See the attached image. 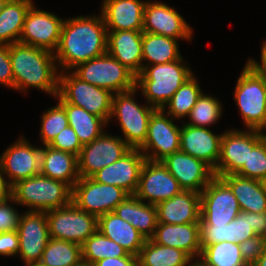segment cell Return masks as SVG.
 I'll return each instance as SVG.
<instances>
[{
	"label": "cell",
	"instance_id": "1",
	"mask_svg": "<svg viewBox=\"0 0 266 266\" xmlns=\"http://www.w3.org/2000/svg\"><path fill=\"white\" fill-rule=\"evenodd\" d=\"M56 53V54H55ZM107 53V28L102 16H78L64 19L54 56L60 72Z\"/></svg>",
	"mask_w": 266,
	"mask_h": 266
},
{
	"label": "cell",
	"instance_id": "2",
	"mask_svg": "<svg viewBox=\"0 0 266 266\" xmlns=\"http://www.w3.org/2000/svg\"><path fill=\"white\" fill-rule=\"evenodd\" d=\"M14 90L38 88L45 93L58 94L59 72L54 53L20 42L9 45Z\"/></svg>",
	"mask_w": 266,
	"mask_h": 266
},
{
	"label": "cell",
	"instance_id": "3",
	"mask_svg": "<svg viewBox=\"0 0 266 266\" xmlns=\"http://www.w3.org/2000/svg\"><path fill=\"white\" fill-rule=\"evenodd\" d=\"M183 60L181 57L173 62L145 66L136 76L135 87H140L147 105L162 109L177 89L193 76Z\"/></svg>",
	"mask_w": 266,
	"mask_h": 266
},
{
	"label": "cell",
	"instance_id": "4",
	"mask_svg": "<svg viewBox=\"0 0 266 266\" xmlns=\"http://www.w3.org/2000/svg\"><path fill=\"white\" fill-rule=\"evenodd\" d=\"M10 202L30 207L29 211L46 212L70 204L72 188L63 181L39 174L12 185Z\"/></svg>",
	"mask_w": 266,
	"mask_h": 266
},
{
	"label": "cell",
	"instance_id": "5",
	"mask_svg": "<svg viewBox=\"0 0 266 266\" xmlns=\"http://www.w3.org/2000/svg\"><path fill=\"white\" fill-rule=\"evenodd\" d=\"M234 100L248 129L266 130V75L249 59L238 78ZM265 129V130H264Z\"/></svg>",
	"mask_w": 266,
	"mask_h": 266
},
{
	"label": "cell",
	"instance_id": "6",
	"mask_svg": "<svg viewBox=\"0 0 266 266\" xmlns=\"http://www.w3.org/2000/svg\"><path fill=\"white\" fill-rule=\"evenodd\" d=\"M59 73L58 94L59 102H67L97 115L109 123L112 111L113 93L80 80L72 72Z\"/></svg>",
	"mask_w": 266,
	"mask_h": 266
},
{
	"label": "cell",
	"instance_id": "7",
	"mask_svg": "<svg viewBox=\"0 0 266 266\" xmlns=\"http://www.w3.org/2000/svg\"><path fill=\"white\" fill-rule=\"evenodd\" d=\"M72 70L80 80L112 93L135 88L136 76L108 53L81 63Z\"/></svg>",
	"mask_w": 266,
	"mask_h": 266
},
{
	"label": "cell",
	"instance_id": "8",
	"mask_svg": "<svg viewBox=\"0 0 266 266\" xmlns=\"http://www.w3.org/2000/svg\"><path fill=\"white\" fill-rule=\"evenodd\" d=\"M137 90L135 87L126 92L115 93L110 116V119L116 116L119 120L123 140L131 148H139L145 142L150 116L156 110L153 106L137 104L133 98Z\"/></svg>",
	"mask_w": 266,
	"mask_h": 266
},
{
	"label": "cell",
	"instance_id": "9",
	"mask_svg": "<svg viewBox=\"0 0 266 266\" xmlns=\"http://www.w3.org/2000/svg\"><path fill=\"white\" fill-rule=\"evenodd\" d=\"M50 238L82 245L98 230V217L79 209L73 202L46 211Z\"/></svg>",
	"mask_w": 266,
	"mask_h": 266
},
{
	"label": "cell",
	"instance_id": "10",
	"mask_svg": "<svg viewBox=\"0 0 266 266\" xmlns=\"http://www.w3.org/2000/svg\"><path fill=\"white\" fill-rule=\"evenodd\" d=\"M241 212L229 185L214 176L200 193V225H226Z\"/></svg>",
	"mask_w": 266,
	"mask_h": 266
},
{
	"label": "cell",
	"instance_id": "11",
	"mask_svg": "<svg viewBox=\"0 0 266 266\" xmlns=\"http://www.w3.org/2000/svg\"><path fill=\"white\" fill-rule=\"evenodd\" d=\"M129 194L121 187L80 178L72 188V202L81 210L99 217L113 212Z\"/></svg>",
	"mask_w": 266,
	"mask_h": 266
},
{
	"label": "cell",
	"instance_id": "12",
	"mask_svg": "<svg viewBox=\"0 0 266 266\" xmlns=\"http://www.w3.org/2000/svg\"><path fill=\"white\" fill-rule=\"evenodd\" d=\"M173 120L165 110L156 109L152 113L145 142L138 148L146 159L162 161L180 150L181 127L175 125Z\"/></svg>",
	"mask_w": 266,
	"mask_h": 266
},
{
	"label": "cell",
	"instance_id": "13",
	"mask_svg": "<svg viewBox=\"0 0 266 266\" xmlns=\"http://www.w3.org/2000/svg\"><path fill=\"white\" fill-rule=\"evenodd\" d=\"M265 136V132L253 129L225 131L214 176L235 174L247 162L249 149H253Z\"/></svg>",
	"mask_w": 266,
	"mask_h": 266
},
{
	"label": "cell",
	"instance_id": "14",
	"mask_svg": "<svg viewBox=\"0 0 266 266\" xmlns=\"http://www.w3.org/2000/svg\"><path fill=\"white\" fill-rule=\"evenodd\" d=\"M131 147L121 138L103 133L91 143L83 145L78 156L80 178H91L100 169L114 163Z\"/></svg>",
	"mask_w": 266,
	"mask_h": 266
},
{
	"label": "cell",
	"instance_id": "15",
	"mask_svg": "<svg viewBox=\"0 0 266 266\" xmlns=\"http://www.w3.org/2000/svg\"><path fill=\"white\" fill-rule=\"evenodd\" d=\"M19 251L25 265L40 262L42 253L50 240L46 213L44 211H26L21 214L17 228Z\"/></svg>",
	"mask_w": 266,
	"mask_h": 266
},
{
	"label": "cell",
	"instance_id": "16",
	"mask_svg": "<svg viewBox=\"0 0 266 266\" xmlns=\"http://www.w3.org/2000/svg\"><path fill=\"white\" fill-rule=\"evenodd\" d=\"M182 191L178 181L161 161L146 159L140 172L135 196L148 204L157 205Z\"/></svg>",
	"mask_w": 266,
	"mask_h": 266
},
{
	"label": "cell",
	"instance_id": "17",
	"mask_svg": "<svg viewBox=\"0 0 266 266\" xmlns=\"http://www.w3.org/2000/svg\"><path fill=\"white\" fill-rule=\"evenodd\" d=\"M0 167L7 176L10 186L18 181L39 175L41 147L32 146L27 139L19 137L0 156Z\"/></svg>",
	"mask_w": 266,
	"mask_h": 266
},
{
	"label": "cell",
	"instance_id": "18",
	"mask_svg": "<svg viewBox=\"0 0 266 266\" xmlns=\"http://www.w3.org/2000/svg\"><path fill=\"white\" fill-rule=\"evenodd\" d=\"M63 21L56 14L36 9L33 5L26 15L19 42L54 53L59 44Z\"/></svg>",
	"mask_w": 266,
	"mask_h": 266
},
{
	"label": "cell",
	"instance_id": "19",
	"mask_svg": "<svg viewBox=\"0 0 266 266\" xmlns=\"http://www.w3.org/2000/svg\"><path fill=\"white\" fill-rule=\"evenodd\" d=\"M142 31L187 41L192 39L193 34L177 9L159 1H146Z\"/></svg>",
	"mask_w": 266,
	"mask_h": 266
},
{
	"label": "cell",
	"instance_id": "20",
	"mask_svg": "<svg viewBox=\"0 0 266 266\" xmlns=\"http://www.w3.org/2000/svg\"><path fill=\"white\" fill-rule=\"evenodd\" d=\"M161 162L184 191L201 193L214 177L213 170L206 163L181 150Z\"/></svg>",
	"mask_w": 266,
	"mask_h": 266
},
{
	"label": "cell",
	"instance_id": "21",
	"mask_svg": "<svg viewBox=\"0 0 266 266\" xmlns=\"http://www.w3.org/2000/svg\"><path fill=\"white\" fill-rule=\"evenodd\" d=\"M145 160L138 148H131L120 159L100 169L91 178L98 183L121 187L129 195H134Z\"/></svg>",
	"mask_w": 266,
	"mask_h": 266
},
{
	"label": "cell",
	"instance_id": "22",
	"mask_svg": "<svg viewBox=\"0 0 266 266\" xmlns=\"http://www.w3.org/2000/svg\"><path fill=\"white\" fill-rule=\"evenodd\" d=\"M222 134H214L209 128L182 125L180 150L206 163L213 172L220 158Z\"/></svg>",
	"mask_w": 266,
	"mask_h": 266
},
{
	"label": "cell",
	"instance_id": "23",
	"mask_svg": "<svg viewBox=\"0 0 266 266\" xmlns=\"http://www.w3.org/2000/svg\"><path fill=\"white\" fill-rule=\"evenodd\" d=\"M145 5L142 0H104L101 13L107 31H142Z\"/></svg>",
	"mask_w": 266,
	"mask_h": 266
},
{
	"label": "cell",
	"instance_id": "24",
	"mask_svg": "<svg viewBox=\"0 0 266 266\" xmlns=\"http://www.w3.org/2000/svg\"><path fill=\"white\" fill-rule=\"evenodd\" d=\"M143 31H107V53L130 70L135 76L143 69Z\"/></svg>",
	"mask_w": 266,
	"mask_h": 266
},
{
	"label": "cell",
	"instance_id": "25",
	"mask_svg": "<svg viewBox=\"0 0 266 266\" xmlns=\"http://www.w3.org/2000/svg\"><path fill=\"white\" fill-rule=\"evenodd\" d=\"M151 240L157 244L180 249L191 259L200 257V224H164L157 223Z\"/></svg>",
	"mask_w": 266,
	"mask_h": 266
},
{
	"label": "cell",
	"instance_id": "26",
	"mask_svg": "<svg viewBox=\"0 0 266 266\" xmlns=\"http://www.w3.org/2000/svg\"><path fill=\"white\" fill-rule=\"evenodd\" d=\"M158 223L188 224L200 222V193L182 190L156 205Z\"/></svg>",
	"mask_w": 266,
	"mask_h": 266
},
{
	"label": "cell",
	"instance_id": "27",
	"mask_svg": "<svg viewBox=\"0 0 266 266\" xmlns=\"http://www.w3.org/2000/svg\"><path fill=\"white\" fill-rule=\"evenodd\" d=\"M41 148L40 174L51 179L63 181L71 188L80 179L78 156L44 145Z\"/></svg>",
	"mask_w": 266,
	"mask_h": 266
},
{
	"label": "cell",
	"instance_id": "28",
	"mask_svg": "<svg viewBox=\"0 0 266 266\" xmlns=\"http://www.w3.org/2000/svg\"><path fill=\"white\" fill-rule=\"evenodd\" d=\"M113 212L138 230L146 240L154 236L158 223L156 205L128 195Z\"/></svg>",
	"mask_w": 266,
	"mask_h": 266
},
{
	"label": "cell",
	"instance_id": "29",
	"mask_svg": "<svg viewBox=\"0 0 266 266\" xmlns=\"http://www.w3.org/2000/svg\"><path fill=\"white\" fill-rule=\"evenodd\" d=\"M98 230L121 245L129 254L138 256L146 242L143 235L127 221L109 212L98 217Z\"/></svg>",
	"mask_w": 266,
	"mask_h": 266
},
{
	"label": "cell",
	"instance_id": "30",
	"mask_svg": "<svg viewBox=\"0 0 266 266\" xmlns=\"http://www.w3.org/2000/svg\"><path fill=\"white\" fill-rule=\"evenodd\" d=\"M221 178L231 188L241 211L266 212V194L259 180L242 177L237 174H228L221 176Z\"/></svg>",
	"mask_w": 266,
	"mask_h": 266
},
{
	"label": "cell",
	"instance_id": "31",
	"mask_svg": "<svg viewBox=\"0 0 266 266\" xmlns=\"http://www.w3.org/2000/svg\"><path fill=\"white\" fill-rule=\"evenodd\" d=\"M32 0H9L0 13V43L10 45L19 42L24 21Z\"/></svg>",
	"mask_w": 266,
	"mask_h": 266
},
{
	"label": "cell",
	"instance_id": "32",
	"mask_svg": "<svg viewBox=\"0 0 266 266\" xmlns=\"http://www.w3.org/2000/svg\"><path fill=\"white\" fill-rule=\"evenodd\" d=\"M178 40L163 35L143 32L142 61L145 66L173 62L181 58Z\"/></svg>",
	"mask_w": 266,
	"mask_h": 266
},
{
	"label": "cell",
	"instance_id": "33",
	"mask_svg": "<svg viewBox=\"0 0 266 266\" xmlns=\"http://www.w3.org/2000/svg\"><path fill=\"white\" fill-rule=\"evenodd\" d=\"M59 103L65 108L69 126L74 129L82 145L91 143L105 132L104 127L108 123L104 119L67 102Z\"/></svg>",
	"mask_w": 266,
	"mask_h": 266
},
{
	"label": "cell",
	"instance_id": "34",
	"mask_svg": "<svg viewBox=\"0 0 266 266\" xmlns=\"http://www.w3.org/2000/svg\"><path fill=\"white\" fill-rule=\"evenodd\" d=\"M137 257L138 266H195L182 250L157 244L151 239L146 240Z\"/></svg>",
	"mask_w": 266,
	"mask_h": 266
},
{
	"label": "cell",
	"instance_id": "35",
	"mask_svg": "<svg viewBox=\"0 0 266 266\" xmlns=\"http://www.w3.org/2000/svg\"><path fill=\"white\" fill-rule=\"evenodd\" d=\"M256 235L266 238V212L241 211L235 219L225 225L226 242L241 244Z\"/></svg>",
	"mask_w": 266,
	"mask_h": 266
},
{
	"label": "cell",
	"instance_id": "36",
	"mask_svg": "<svg viewBox=\"0 0 266 266\" xmlns=\"http://www.w3.org/2000/svg\"><path fill=\"white\" fill-rule=\"evenodd\" d=\"M198 259L195 266H248L242 258L239 244L226 241L201 247Z\"/></svg>",
	"mask_w": 266,
	"mask_h": 266
},
{
	"label": "cell",
	"instance_id": "37",
	"mask_svg": "<svg viewBox=\"0 0 266 266\" xmlns=\"http://www.w3.org/2000/svg\"><path fill=\"white\" fill-rule=\"evenodd\" d=\"M82 262L81 245L50 238L39 266H78Z\"/></svg>",
	"mask_w": 266,
	"mask_h": 266
},
{
	"label": "cell",
	"instance_id": "38",
	"mask_svg": "<svg viewBox=\"0 0 266 266\" xmlns=\"http://www.w3.org/2000/svg\"><path fill=\"white\" fill-rule=\"evenodd\" d=\"M81 252L82 262L90 265L105 258L125 257L128 254L121 245L104 236L99 230L81 245Z\"/></svg>",
	"mask_w": 266,
	"mask_h": 266
},
{
	"label": "cell",
	"instance_id": "39",
	"mask_svg": "<svg viewBox=\"0 0 266 266\" xmlns=\"http://www.w3.org/2000/svg\"><path fill=\"white\" fill-rule=\"evenodd\" d=\"M202 90L194 75L182 84L174 93L172 98L165 104L162 110L174 119H181L190 114L191 109L196 104V101L201 96Z\"/></svg>",
	"mask_w": 266,
	"mask_h": 266
},
{
	"label": "cell",
	"instance_id": "40",
	"mask_svg": "<svg viewBox=\"0 0 266 266\" xmlns=\"http://www.w3.org/2000/svg\"><path fill=\"white\" fill-rule=\"evenodd\" d=\"M221 105L215 96L202 93L188 115L190 122H183V124L208 128L222 116L223 109Z\"/></svg>",
	"mask_w": 266,
	"mask_h": 266
},
{
	"label": "cell",
	"instance_id": "41",
	"mask_svg": "<svg viewBox=\"0 0 266 266\" xmlns=\"http://www.w3.org/2000/svg\"><path fill=\"white\" fill-rule=\"evenodd\" d=\"M41 118L40 139L43 145H48L69 125L65 108L59 102L55 107L49 108Z\"/></svg>",
	"mask_w": 266,
	"mask_h": 266
},
{
	"label": "cell",
	"instance_id": "42",
	"mask_svg": "<svg viewBox=\"0 0 266 266\" xmlns=\"http://www.w3.org/2000/svg\"><path fill=\"white\" fill-rule=\"evenodd\" d=\"M235 174L259 181L266 177V136L249 149L247 162Z\"/></svg>",
	"mask_w": 266,
	"mask_h": 266
},
{
	"label": "cell",
	"instance_id": "43",
	"mask_svg": "<svg viewBox=\"0 0 266 266\" xmlns=\"http://www.w3.org/2000/svg\"><path fill=\"white\" fill-rule=\"evenodd\" d=\"M48 145L52 148L72 153L76 156H79L83 147L74 129L69 125L58 133Z\"/></svg>",
	"mask_w": 266,
	"mask_h": 266
},
{
	"label": "cell",
	"instance_id": "44",
	"mask_svg": "<svg viewBox=\"0 0 266 266\" xmlns=\"http://www.w3.org/2000/svg\"><path fill=\"white\" fill-rule=\"evenodd\" d=\"M242 258L248 266H252L266 250V238L254 236L239 244Z\"/></svg>",
	"mask_w": 266,
	"mask_h": 266
},
{
	"label": "cell",
	"instance_id": "45",
	"mask_svg": "<svg viewBox=\"0 0 266 266\" xmlns=\"http://www.w3.org/2000/svg\"><path fill=\"white\" fill-rule=\"evenodd\" d=\"M9 198L0 201V233L17 231L21 215L8 204Z\"/></svg>",
	"mask_w": 266,
	"mask_h": 266
},
{
	"label": "cell",
	"instance_id": "46",
	"mask_svg": "<svg viewBox=\"0 0 266 266\" xmlns=\"http://www.w3.org/2000/svg\"><path fill=\"white\" fill-rule=\"evenodd\" d=\"M0 83L14 89V77L9 56V45L0 43Z\"/></svg>",
	"mask_w": 266,
	"mask_h": 266
},
{
	"label": "cell",
	"instance_id": "47",
	"mask_svg": "<svg viewBox=\"0 0 266 266\" xmlns=\"http://www.w3.org/2000/svg\"><path fill=\"white\" fill-rule=\"evenodd\" d=\"M223 241H225V225H200L201 247Z\"/></svg>",
	"mask_w": 266,
	"mask_h": 266
},
{
	"label": "cell",
	"instance_id": "48",
	"mask_svg": "<svg viewBox=\"0 0 266 266\" xmlns=\"http://www.w3.org/2000/svg\"><path fill=\"white\" fill-rule=\"evenodd\" d=\"M19 238L17 231L0 233V255L14 256L18 255Z\"/></svg>",
	"mask_w": 266,
	"mask_h": 266
},
{
	"label": "cell",
	"instance_id": "49",
	"mask_svg": "<svg viewBox=\"0 0 266 266\" xmlns=\"http://www.w3.org/2000/svg\"><path fill=\"white\" fill-rule=\"evenodd\" d=\"M92 266H138V257L128 253L125 257H109L99 260Z\"/></svg>",
	"mask_w": 266,
	"mask_h": 266
},
{
	"label": "cell",
	"instance_id": "50",
	"mask_svg": "<svg viewBox=\"0 0 266 266\" xmlns=\"http://www.w3.org/2000/svg\"><path fill=\"white\" fill-rule=\"evenodd\" d=\"M2 169L0 167V201L7 199L11 196V186L5 179L6 176L3 175Z\"/></svg>",
	"mask_w": 266,
	"mask_h": 266
},
{
	"label": "cell",
	"instance_id": "51",
	"mask_svg": "<svg viewBox=\"0 0 266 266\" xmlns=\"http://www.w3.org/2000/svg\"><path fill=\"white\" fill-rule=\"evenodd\" d=\"M261 49V63H257L256 60L251 59L257 66L258 68L266 75V41L263 43Z\"/></svg>",
	"mask_w": 266,
	"mask_h": 266
},
{
	"label": "cell",
	"instance_id": "52",
	"mask_svg": "<svg viewBox=\"0 0 266 266\" xmlns=\"http://www.w3.org/2000/svg\"><path fill=\"white\" fill-rule=\"evenodd\" d=\"M252 266H266V250Z\"/></svg>",
	"mask_w": 266,
	"mask_h": 266
},
{
	"label": "cell",
	"instance_id": "53",
	"mask_svg": "<svg viewBox=\"0 0 266 266\" xmlns=\"http://www.w3.org/2000/svg\"><path fill=\"white\" fill-rule=\"evenodd\" d=\"M260 184L262 186L264 193L266 194V177L260 180Z\"/></svg>",
	"mask_w": 266,
	"mask_h": 266
},
{
	"label": "cell",
	"instance_id": "54",
	"mask_svg": "<svg viewBox=\"0 0 266 266\" xmlns=\"http://www.w3.org/2000/svg\"><path fill=\"white\" fill-rule=\"evenodd\" d=\"M9 0H0V13L4 9L5 5Z\"/></svg>",
	"mask_w": 266,
	"mask_h": 266
},
{
	"label": "cell",
	"instance_id": "55",
	"mask_svg": "<svg viewBox=\"0 0 266 266\" xmlns=\"http://www.w3.org/2000/svg\"><path fill=\"white\" fill-rule=\"evenodd\" d=\"M78 266H92V265L84 263V262H81Z\"/></svg>",
	"mask_w": 266,
	"mask_h": 266
},
{
	"label": "cell",
	"instance_id": "56",
	"mask_svg": "<svg viewBox=\"0 0 266 266\" xmlns=\"http://www.w3.org/2000/svg\"><path fill=\"white\" fill-rule=\"evenodd\" d=\"M26 266H39L38 264H35V265H26Z\"/></svg>",
	"mask_w": 266,
	"mask_h": 266
}]
</instances>
